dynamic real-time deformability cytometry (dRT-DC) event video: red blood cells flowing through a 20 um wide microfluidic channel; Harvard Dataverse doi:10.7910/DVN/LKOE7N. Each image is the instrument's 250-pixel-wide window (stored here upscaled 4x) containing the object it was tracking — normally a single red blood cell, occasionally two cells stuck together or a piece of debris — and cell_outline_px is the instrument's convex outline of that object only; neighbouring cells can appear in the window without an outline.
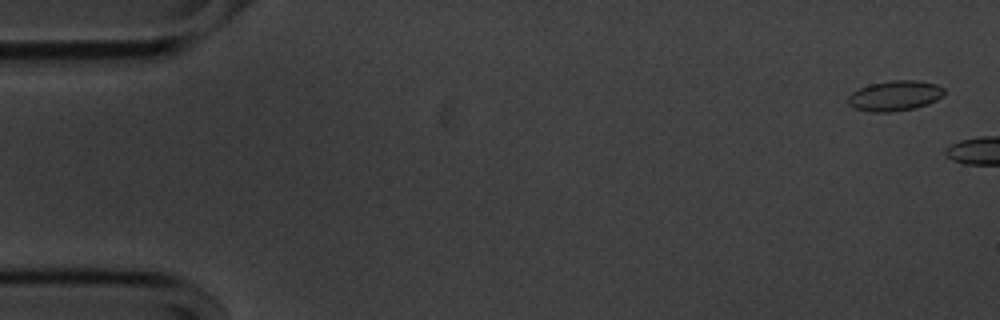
{"species": "common noctule bat (a hibernating species)", "species_latin": "Nyctalus noctula", "temperature_condition": "cold", "stored_images_in_passage": 6, "camera_frame_rate_fps": 3000, "um_per_image_px": 0.085, "animal": {"sex": "male", "body_mass_g": 20.1, "forearm_length_mm": 53.5}, "frame": {"image": 1, "passage_image": 2, "time_ms": 0.333, "image_size_px": [1000, 320], "cell_outline_px": [[944, 92], [936, 100], [928, 104], [916, 108], [892, 112], [872, 112], [856, 108], [848, 104], [848, 96], [852, 92], [868, 84], [888, 80], [916, 80], [936, 84], [944, 88]], "centroid_in_image_um": [76.05, 8.13], "position_along_channel_um": 9.0, "area_um2": 16.99}}